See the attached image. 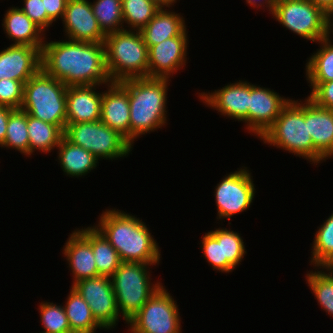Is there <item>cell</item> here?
I'll return each instance as SVG.
<instances>
[{
  "instance_id": "25",
  "label": "cell",
  "mask_w": 333,
  "mask_h": 333,
  "mask_svg": "<svg viewBox=\"0 0 333 333\" xmlns=\"http://www.w3.org/2000/svg\"><path fill=\"white\" fill-rule=\"evenodd\" d=\"M70 292L63 304L72 333H96L104 328L95 320L88 303L79 293L70 287Z\"/></svg>"
},
{
  "instance_id": "3",
  "label": "cell",
  "mask_w": 333,
  "mask_h": 333,
  "mask_svg": "<svg viewBox=\"0 0 333 333\" xmlns=\"http://www.w3.org/2000/svg\"><path fill=\"white\" fill-rule=\"evenodd\" d=\"M169 81L171 79L142 77L118 82L128 92L132 145L135 139L167 125Z\"/></svg>"
},
{
  "instance_id": "35",
  "label": "cell",
  "mask_w": 333,
  "mask_h": 333,
  "mask_svg": "<svg viewBox=\"0 0 333 333\" xmlns=\"http://www.w3.org/2000/svg\"><path fill=\"white\" fill-rule=\"evenodd\" d=\"M241 234L228 228H222L223 259H226V273H231L243 261L247 250Z\"/></svg>"
},
{
  "instance_id": "17",
  "label": "cell",
  "mask_w": 333,
  "mask_h": 333,
  "mask_svg": "<svg viewBox=\"0 0 333 333\" xmlns=\"http://www.w3.org/2000/svg\"><path fill=\"white\" fill-rule=\"evenodd\" d=\"M65 39L81 42L104 43L101 31L91 8V1L68 0L62 18Z\"/></svg>"
},
{
  "instance_id": "20",
  "label": "cell",
  "mask_w": 333,
  "mask_h": 333,
  "mask_svg": "<svg viewBox=\"0 0 333 333\" xmlns=\"http://www.w3.org/2000/svg\"><path fill=\"white\" fill-rule=\"evenodd\" d=\"M100 85L68 86L66 93V124L101 120L102 91Z\"/></svg>"
},
{
  "instance_id": "39",
  "label": "cell",
  "mask_w": 333,
  "mask_h": 333,
  "mask_svg": "<svg viewBox=\"0 0 333 333\" xmlns=\"http://www.w3.org/2000/svg\"><path fill=\"white\" fill-rule=\"evenodd\" d=\"M311 89L308 97L317 105L326 109H333V81L323 83H309Z\"/></svg>"
},
{
  "instance_id": "2",
  "label": "cell",
  "mask_w": 333,
  "mask_h": 333,
  "mask_svg": "<svg viewBox=\"0 0 333 333\" xmlns=\"http://www.w3.org/2000/svg\"><path fill=\"white\" fill-rule=\"evenodd\" d=\"M94 226L118 252L121 262L160 264L161 250L141 218L116 208H109Z\"/></svg>"
},
{
  "instance_id": "29",
  "label": "cell",
  "mask_w": 333,
  "mask_h": 333,
  "mask_svg": "<svg viewBox=\"0 0 333 333\" xmlns=\"http://www.w3.org/2000/svg\"><path fill=\"white\" fill-rule=\"evenodd\" d=\"M91 246L98 274L111 277L121 260L116 249L94 225H91Z\"/></svg>"
},
{
  "instance_id": "5",
  "label": "cell",
  "mask_w": 333,
  "mask_h": 333,
  "mask_svg": "<svg viewBox=\"0 0 333 333\" xmlns=\"http://www.w3.org/2000/svg\"><path fill=\"white\" fill-rule=\"evenodd\" d=\"M67 88L40 69L24 84L20 109L36 119L57 125L64 132Z\"/></svg>"
},
{
  "instance_id": "4",
  "label": "cell",
  "mask_w": 333,
  "mask_h": 333,
  "mask_svg": "<svg viewBox=\"0 0 333 333\" xmlns=\"http://www.w3.org/2000/svg\"><path fill=\"white\" fill-rule=\"evenodd\" d=\"M104 46L111 82L148 77V47L140 31L110 33L105 37Z\"/></svg>"
},
{
  "instance_id": "15",
  "label": "cell",
  "mask_w": 333,
  "mask_h": 333,
  "mask_svg": "<svg viewBox=\"0 0 333 333\" xmlns=\"http://www.w3.org/2000/svg\"><path fill=\"white\" fill-rule=\"evenodd\" d=\"M199 99L221 116L244 122L248 129L249 82L246 80L228 83L214 91L201 92Z\"/></svg>"
},
{
  "instance_id": "24",
  "label": "cell",
  "mask_w": 333,
  "mask_h": 333,
  "mask_svg": "<svg viewBox=\"0 0 333 333\" xmlns=\"http://www.w3.org/2000/svg\"><path fill=\"white\" fill-rule=\"evenodd\" d=\"M56 151L58 164H60L64 174L71 178L86 176L99 165L100 160L92 153L81 146L71 143L64 136Z\"/></svg>"
},
{
  "instance_id": "22",
  "label": "cell",
  "mask_w": 333,
  "mask_h": 333,
  "mask_svg": "<svg viewBox=\"0 0 333 333\" xmlns=\"http://www.w3.org/2000/svg\"><path fill=\"white\" fill-rule=\"evenodd\" d=\"M2 27L7 38L12 39L11 45H27L37 47L40 51L44 45V33L29 19L19 7H9L4 14Z\"/></svg>"
},
{
  "instance_id": "43",
  "label": "cell",
  "mask_w": 333,
  "mask_h": 333,
  "mask_svg": "<svg viewBox=\"0 0 333 333\" xmlns=\"http://www.w3.org/2000/svg\"><path fill=\"white\" fill-rule=\"evenodd\" d=\"M315 6L320 8L326 15L333 10V0H310Z\"/></svg>"
},
{
  "instance_id": "8",
  "label": "cell",
  "mask_w": 333,
  "mask_h": 333,
  "mask_svg": "<svg viewBox=\"0 0 333 333\" xmlns=\"http://www.w3.org/2000/svg\"><path fill=\"white\" fill-rule=\"evenodd\" d=\"M63 134L68 141L88 150L99 160L115 161L127 157L133 150V145L124 136L101 120L66 124Z\"/></svg>"
},
{
  "instance_id": "1",
  "label": "cell",
  "mask_w": 333,
  "mask_h": 333,
  "mask_svg": "<svg viewBox=\"0 0 333 333\" xmlns=\"http://www.w3.org/2000/svg\"><path fill=\"white\" fill-rule=\"evenodd\" d=\"M41 69L66 86L108 85L104 43L45 40Z\"/></svg>"
},
{
  "instance_id": "30",
  "label": "cell",
  "mask_w": 333,
  "mask_h": 333,
  "mask_svg": "<svg viewBox=\"0 0 333 333\" xmlns=\"http://www.w3.org/2000/svg\"><path fill=\"white\" fill-rule=\"evenodd\" d=\"M312 242L310 265L312 267H333V212L317 227Z\"/></svg>"
},
{
  "instance_id": "13",
  "label": "cell",
  "mask_w": 333,
  "mask_h": 333,
  "mask_svg": "<svg viewBox=\"0 0 333 333\" xmlns=\"http://www.w3.org/2000/svg\"><path fill=\"white\" fill-rule=\"evenodd\" d=\"M289 101L273 89L249 82L248 133L260 138Z\"/></svg>"
},
{
  "instance_id": "45",
  "label": "cell",
  "mask_w": 333,
  "mask_h": 333,
  "mask_svg": "<svg viewBox=\"0 0 333 333\" xmlns=\"http://www.w3.org/2000/svg\"><path fill=\"white\" fill-rule=\"evenodd\" d=\"M326 32H327L326 36H331V32L333 35V10L327 14Z\"/></svg>"
},
{
  "instance_id": "42",
  "label": "cell",
  "mask_w": 333,
  "mask_h": 333,
  "mask_svg": "<svg viewBox=\"0 0 333 333\" xmlns=\"http://www.w3.org/2000/svg\"><path fill=\"white\" fill-rule=\"evenodd\" d=\"M247 5L251 6L253 9L259 8V9H265L269 11V14H273L274 7L277 3V0H246L245 1ZM266 5V6H265Z\"/></svg>"
},
{
  "instance_id": "19",
  "label": "cell",
  "mask_w": 333,
  "mask_h": 333,
  "mask_svg": "<svg viewBox=\"0 0 333 333\" xmlns=\"http://www.w3.org/2000/svg\"><path fill=\"white\" fill-rule=\"evenodd\" d=\"M41 69V51L27 45H9L0 50V80L3 78L25 84Z\"/></svg>"
},
{
  "instance_id": "38",
  "label": "cell",
  "mask_w": 333,
  "mask_h": 333,
  "mask_svg": "<svg viewBox=\"0 0 333 333\" xmlns=\"http://www.w3.org/2000/svg\"><path fill=\"white\" fill-rule=\"evenodd\" d=\"M22 3L23 7H19V9L44 33L53 26V22L47 17L46 10H44L43 0H23Z\"/></svg>"
},
{
  "instance_id": "9",
  "label": "cell",
  "mask_w": 333,
  "mask_h": 333,
  "mask_svg": "<svg viewBox=\"0 0 333 333\" xmlns=\"http://www.w3.org/2000/svg\"><path fill=\"white\" fill-rule=\"evenodd\" d=\"M174 296L161 286L127 322L129 333H182L181 317Z\"/></svg>"
},
{
  "instance_id": "28",
  "label": "cell",
  "mask_w": 333,
  "mask_h": 333,
  "mask_svg": "<svg viewBox=\"0 0 333 333\" xmlns=\"http://www.w3.org/2000/svg\"><path fill=\"white\" fill-rule=\"evenodd\" d=\"M313 269L306 273V284L322 310L333 317V267H313Z\"/></svg>"
},
{
  "instance_id": "31",
  "label": "cell",
  "mask_w": 333,
  "mask_h": 333,
  "mask_svg": "<svg viewBox=\"0 0 333 333\" xmlns=\"http://www.w3.org/2000/svg\"><path fill=\"white\" fill-rule=\"evenodd\" d=\"M91 8L105 35L124 30L122 0H93Z\"/></svg>"
},
{
  "instance_id": "6",
  "label": "cell",
  "mask_w": 333,
  "mask_h": 333,
  "mask_svg": "<svg viewBox=\"0 0 333 333\" xmlns=\"http://www.w3.org/2000/svg\"><path fill=\"white\" fill-rule=\"evenodd\" d=\"M260 140L313 164V141L305 123V100L290 99Z\"/></svg>"
},
{
  "instance_id": "40",
  "label": "cell",
  "mask_w": 333,
  "mask_h": 333,
  "mask_svg": "<svg viewBox=\"0 0 333 333\" xmlns=\"http://www.w3.org/2000/svg\"><path fill=\"white\" fill-rule=\"evenodd\" d=\"M44 10H46L47 17L56 22L58 19L63 18L68 0H43Z\"/></svg>"
},
{
  "instance_id": "37",
  "label": "cell",
  "mask_w": 333,
  "mask_h": 333,
  "mask_svg": "<svg viewBox=\"0 0 333 333\" xmlns=\"http://www.w3.org/2000/svg\"><path fill=\"white\" fill-rule=\"evenodd\" d=\"M24 84L12 79L0 80V106L20 109L23 102Z\"/></svg>"
},
{
  "instance_id": "34",
  "label": "cell",
  "mask_w": 333,
  "mask_h": 333,
  "mask_svg": "<svg viewBox=\"0 0 333 333\" xmlns=\"http://www.w3.org/2000/svg\"><path fill=\"white\" fill-rule=\"evenodd\" d=\"M38 312L44 331L40 333H72L66 312L62 305L41 301Z\"/></svg>"
},
{
  "instance_id": "21",
  "label": "cell",
  "mask_w": 333,
  "mask_h": 333,
  "mask_svg": "<svg viewBox=\"0 0 333 333\" xmlns=\"http://www.w3.org/2000/svg\"><path fill=\"white\" fill-rule=\"evenodd\" d=\"M104 86L107 89L102 92L101 121L111 129L118 131L130 142L128 92L118 82H111Z\"/></svg>"
},
{
  "instance_id": "44",
  "label": "cell",
  "mask_w": 333,
  "mask_h": 333,
  "mask_svg": "<svg viewBox=\"0 0 333 333\" xmlns=\"http://www.w3.org/2000/svg\"><path fill=\"white\" fill-rule=\"evenodd\" d=\"M159 8H172L178 0H150Z\"/></svg>"
},
{
  "instance_id": "41",
  "label": "cell",
  "mask_w": 333,
  "mask_h": 333,
  "mask_svg": "<svg viewBox=\"0 0 333 333\" xmlns=\"http://www.w3.org/2000/svg\"><path fill=\"white\" fill-rule=\"evenodd\" d=\"M15 109L6 106H0V146L4 143L6 137V128L10 114Z\"/></svg>"
},
{
  "instance_id": "36",
  "label": "cell",
  "mask_w": 333,
  "mask_h": 333,
  "mask_svg": "<svg viewBox=\"0 0 333 333\" xmlns=\"http://www.w3.org/2000/svg\"><path fill=\"white\" fill-rule=\"evenodd\" d=\"M202 253L210 267L216 272L226 273V259H223L222 228L210 230L200 241Z\"/></svg>"
},
{
  "instance_id": "12",
  "label": "cell",
  "mask_w": 333,
  "mask_h": 333,
  "mask_svg": "<svg viewBox=\"0 0 333 333\" xmlns=\"http://www.w3.org/2000/svg\"><path fill=\"white\" fill-rule=\"evenodd\" d=\"M71 287L88 303L93 317L104 331L115 328L121 315L117 308L110 277L97 276L82 279Z\"/></svg>"
},
{
  "instance_id": "18",
  "label": "cell",
  "mask_w": 333,
  "mask_h": 333,
  "mask_svg": "<svg viewBox=\"0 0 333 333\" xmlns=\"http://www.w3.org/2000/svg\"><path fill=\"white\" fill-rule=\"evenodd\" d=\"M64 244L62 254L73 275L72 285L82 279L100 276L91 246V226L74 229Z\"/></svg>"
},
{
  "instance_id": "16",
  "label": "cell",
  "mask_w": 333,
  "mask_h": 333,
  "mask_svg": "<svg viewBox=\"0 0 333 333\" xmlns=\"http://www.w3.org/2000/svg\"><path fill=\"white\" fill-rule=\"evenodd\" d=\"M305 123L313 141V165L333 158V109L305 98Z\"/></svg>"
},
{
  "instance_id": "14",
  "label": "cell",
  "mask_w": 333,
  "mask_h": 333,
  "mask_svg": "<svg viewBox=\"0 0 333 333\" xmlns=\"http://www.w3.org/2000/svg\"><path fill=\"white\" fill-rule=\"evenodd\" d=\"M188 29L148 48V77L170 79L186 66Z\"/></svg>"
},
{
  "instance_id": "27",
  "label": "cell",
  "mask_w": 333,
  "mask_h": 333,
  "mask_svg": "<svg viewBox=\"0 0 333 333\" xmlns=\"http://www.w3.org/2000/svg\"><path fill=\"white\" fill-rule=\"evenodd\" d=\"M331 40L332 36H326L325 39L320 40L317 43L320 48L307 58L304 69L308 83L333 81V42Z\"/></svg>"
},
{
  "instance_id": "23",
  "label": "cell",
  "mask_w": 333,
  "mask_h": 333,
  "mask_svg": "<svg viewBox=\"0 0 333 333\" xmlns=\"http://www.w3.org/2000/svg\"><path fill=\"white\" fill-rule=\"evenodd\" d=\"M170 9L160 8L140 31L148 48L168 38L179 36L187 29L183 15Z\"/></svg>"
},
{
  "instance_id": "10",
  "label": "cell",
  "mask_w": 333,
  "mask_h": 333,
  "mask_svg": "<svg viewBox=\"0 0 333 333\" xmlns=\"http://www.w3.org/2000/svg\"><path fill=\"white\" fill-rule=\"evenodd\" d=\"M272 18L311 42L326 38L327 15L310 0H277Z\"/></svg>"
},
{
  "instance_id": "7",
  "label": "cell",
  "mask_w": 333,
  "mask_h": 333,
  "mask_svg": "<svg viewBox=\"0 0 333 333\" xmlns=\"http://www.w3.org/2000/svg\"><path fill=\"white\" fill-rule=\"evenodd\" d=\"M158 264L121 262L110 277L119 314L127 322L162 286L159 280L152 283L151 267Z\"/></svg>"
},
{
  "instance_id": "26",
  "label": "cell",
  "mask_w": 333,
  "mask_h": 333,
  "mask_svg": "<svg viewBox=\"0 0 333 333\" xmlns=\"http://www.w3.org/2000/svg\"><path fill=\"white\" fill-rule=\"evenodd\" d=\"M27 130L29 135V156L36 150L45 154L58 147L64 132L57 126L36 119L27 114Z\"/></svg>"
},
{
  "instance_id": "32",
  "label": "cell",
  "mask_w": 333,
  "mask_h": 333,
  "mask_svg": "<svg viewBox=\"0 0 333 333\" xmlns=\"http://www.w3.org/2000/svg\"><path fill=\"white\" fill-rule=\"evenodd\" d=\"M1 148L14 149L29 157V135L27 130V113L15 109L9 116L6 137Z\"/></svg>"
},
{
  "instance_id": "33",
  "label": "cell",
  "mask_w": 333,
  "mask_h": 333,
  "mask_svg": "<svg viewBox=\"0 0 333 333\" xmlns=\"http://www.w3.org/2000/svg\"><path fill=\"white\" fill-rule=\"evenodd\" d=\"M159 9L150 0H122L124 30L141 31Z\"/></svg>"
},
{
  "instance_id": "11",
  "label": "cell",
  "mask_w": 333,
  "mask_h": 333,
  "mask_svg": "<svg viewBox=\"0 0 333 333\" xmlns=\"http://www.w3.org/2000/svg\"><path fill=\"white\" fill-rule=\"evenodd\" d=\"M248 167L242 166L236 171L226 173L225 177L215 186L216 219H230L251 207L255 199V184Z\"/></svg>"
}]
</instances>
